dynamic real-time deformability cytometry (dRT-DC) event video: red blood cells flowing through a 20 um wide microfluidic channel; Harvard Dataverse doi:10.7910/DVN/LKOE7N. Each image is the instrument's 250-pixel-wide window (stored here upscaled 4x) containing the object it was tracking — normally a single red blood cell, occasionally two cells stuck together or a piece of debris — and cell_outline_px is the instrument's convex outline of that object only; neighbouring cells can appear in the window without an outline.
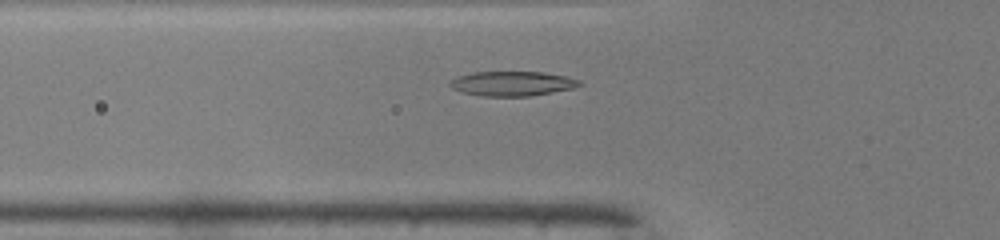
{"species": "common noctule bat (a hibernating species)", "species_latin": "Nyctalus noctula", "temperature_condition": "warm", "stored_images_in_passage": 36, "camera_frame_rate_fps": 3000, "um_per_image_px": 0.085, "animal": {"sex": "male", "body_mass_g": 19.0, "forearm_length_mm": 50.8}, "frame": {"image": 1, "passage_image": 4, "time_ms": 1.0, "image_size_px": [1000, 240], "cell_outline_px": [[584, 84], [576, 88], [528, 96], [480, 96], [464, 92], [452, 88], [448, 84], [456, 76], [472, 72], [544, 72], [564, 76], [580, 80]], "centroid_in_image_um": [43.56, 7.1], "position_along_channel_um": 82.2, "area_um2": 18.61}}
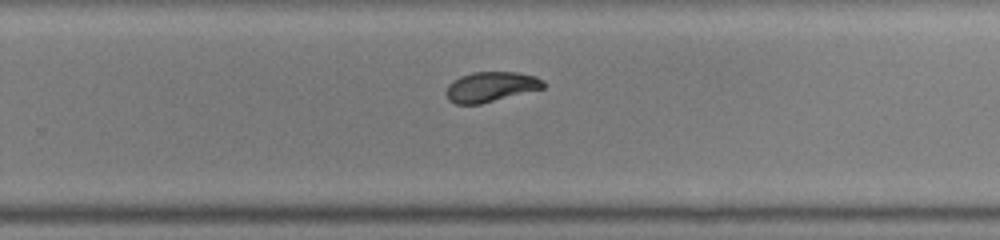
{"frame": {"image": 2, "passage_image": 19, "time_ms": 6.0, "image_size_px": [1000, 240], "cell_outline_px": [[544, 88], [480, 104], [456, 104], [448, 100], [444, 92], [448, 84], [452, 80], [460, 76], [472, 72], [516, 72], [536, 76], [544, 80]], "centroid_in_image_um": [41.68, 7.37], "position_along_channel_um": 288.1, "area_um2": 17.17}}
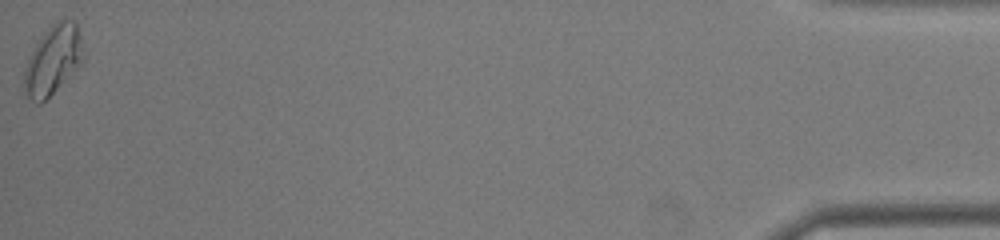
{"frame": {"image": 3, "passage_image": 36, "time_ms": 11.667, "image_size_px": [1000, 240], "cell_outline_px": [[84, 56], [80, 64], [40, 104], [36, 104], [24, 92], [24, 72], [28, 56], [44, 32], [56, 20], [72, 20], [76, 24], [84, 52]], "centroid_in_image_um": [4.47, 5.08], "position_along_channel_um": 430.7, "area_um2": 23.18}, "authors_computed_cell_mechanics": {"area_um2": 17.8891, "velocity_mm_per_s": 4.1218, "shape_relaxation_time_tau1_ms": 6.3911, "shape_relaxation_time_tau2_ms": 0.8799, "deformation_change_tau1": 0.2186, "deformation_change_tau2": 0.0414}}